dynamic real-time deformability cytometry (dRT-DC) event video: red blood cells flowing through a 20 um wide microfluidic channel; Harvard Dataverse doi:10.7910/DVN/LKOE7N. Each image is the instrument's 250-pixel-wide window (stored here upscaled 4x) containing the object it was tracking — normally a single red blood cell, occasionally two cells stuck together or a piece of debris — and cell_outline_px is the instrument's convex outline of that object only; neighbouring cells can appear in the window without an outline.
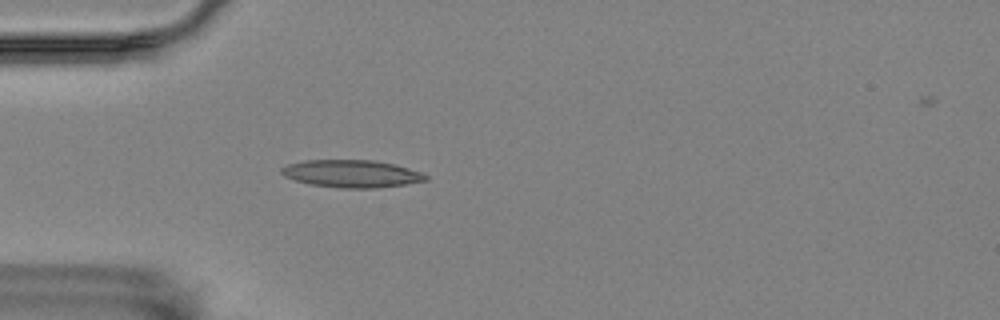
{"species": "Egyptian fruit bat (a non-hibernating species)", "species_latin": "Rousettus aegyptiacus", "temperature_condition": "room temperature", "stored_images_in_passage": 36, "camera_frame_rate_fps": 3000, "um_per_image_px": 0.085, "animal": {"sex": "female"}, "frame": {"image": 1, "passage_image": 7, "time_ms": 2.0, "image_size_px": [1000, 320], "cell_outline_px": [[428, 180], [404, 184], [376, 188], [340, 188], [308, 184], [284, 176], [280, 172], [280, 168], [288, 164], [304, 160], [372, 160], [392, 164], [408, 168], [420, 172], [428, 176]], "centroid_in_image_um": [29.85, 14.76], "position_along_channel_um": 55.2, "area_um2": 23.0}}
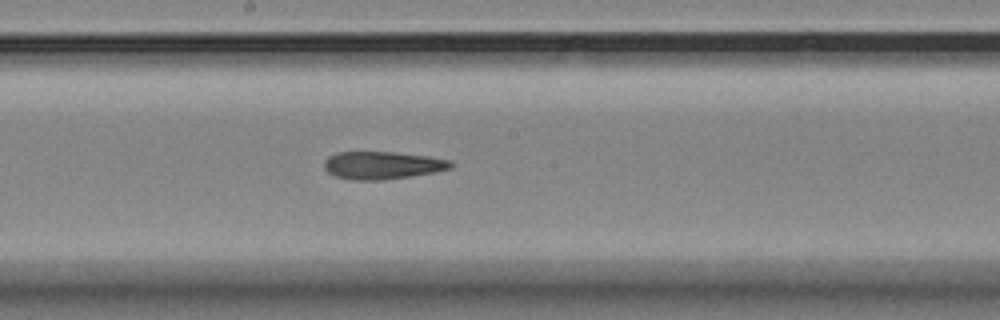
{"frame": {"image": 2, "passage_image": 21, "time_ms": 6.667, "image_size_px": [1000, 320], "cell_outline_px": [[452, 168], [436, 172], [412, 176], [384, 180], [352, 180], [336, 176], [328, 172], [324, 168], [324, 160], [328, 156], [336, 152], [392, 152], [428, 156], [452, 160]], "centroid_in_image_um": [32.51, 14.05], "position_along_channel_um": 215.7, "area_um2": 20.58}}
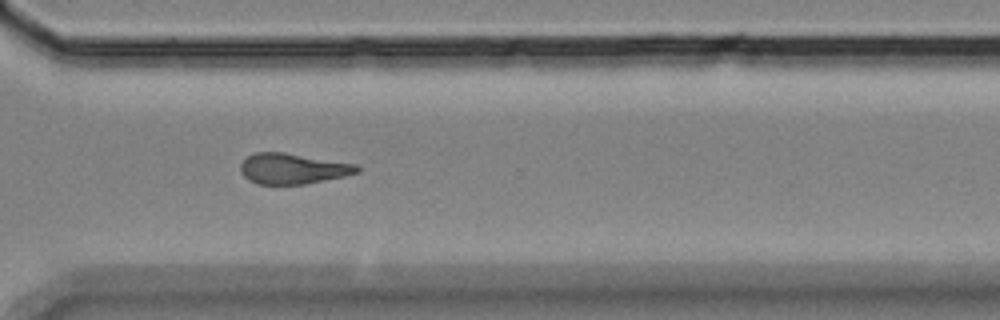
{"frame": {"image": 3, "passage_image": 32, "time_ms": 10.333, "image_size_px": [1000, 320], "cell_outline_px": [[360, 172], [344, 176], [304, 184], [256, 184], [248, 180], [240, 172], [240, 164], [248, 156], [256, 152], [284, 152], [356, 164], [360, 168]], "centroid_in_image_um": [24.86, 14.33], "position_along_channel_um": 345.7, "area_um2": 20.75}}